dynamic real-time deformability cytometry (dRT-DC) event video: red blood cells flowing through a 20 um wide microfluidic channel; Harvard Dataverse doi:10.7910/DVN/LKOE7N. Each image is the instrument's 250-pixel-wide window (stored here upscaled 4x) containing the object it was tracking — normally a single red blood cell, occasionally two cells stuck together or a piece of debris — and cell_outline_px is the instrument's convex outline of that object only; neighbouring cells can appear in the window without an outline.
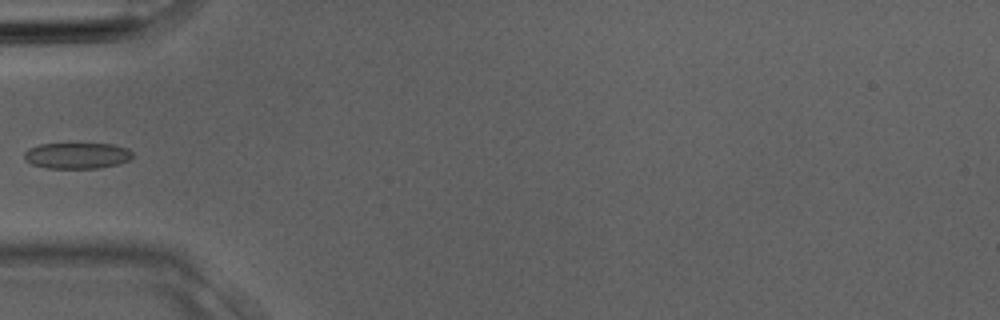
{"species": "Egyptian fruit bat (a non-hibernating species)", "species_latin": "Rousettus aegyptiacus", "temperature_condition": "room temperature", "stored_images_in_passage": 2, "camera_frame_rate_fps": 3000, "um_per_image_px": 0.085, "animal": {"sex": "male"}, "frame": {"image": 1, "passage_image": 2, "time_ms": 0.333, "image_size_px": [1000, 320], "cell_outline_px": [[132, 156], [128, 160], [120, 164], [100, 168], [48, 168], [32, 164], [24, 160], [24, 152], [28, 148], [40, 144], [112, 144], [128, 148], [132, 152]], "centroid_in_image_um": [6.54, 13.23], "position_along_channel_um": 78.5, "area_um2": 16.47}}